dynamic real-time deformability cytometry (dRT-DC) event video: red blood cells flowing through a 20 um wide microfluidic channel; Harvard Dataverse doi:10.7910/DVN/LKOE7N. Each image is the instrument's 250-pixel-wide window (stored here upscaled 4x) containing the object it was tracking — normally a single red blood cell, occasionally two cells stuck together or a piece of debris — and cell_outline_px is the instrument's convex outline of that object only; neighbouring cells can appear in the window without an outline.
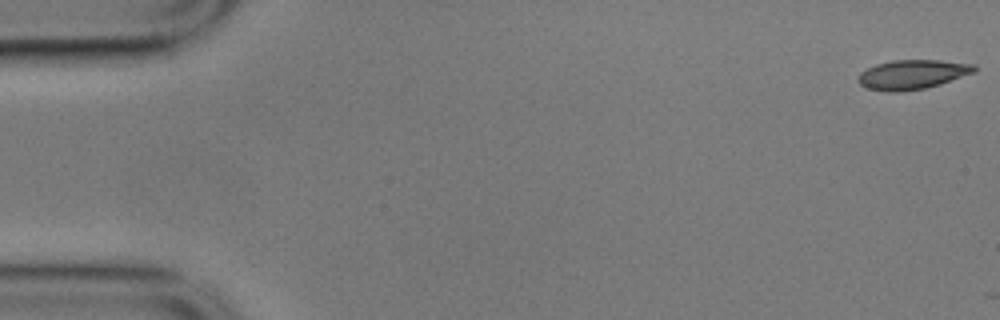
{"species": "common noctule bat (a hibernating species)", "species_latin": "Nyctalus noctula", "temperature_condition": "cold", "stored_images_in_passage": 6, "camera_frame_rate_fps": 3000, "um_per_image_px": 0.085, "animal": {"sex": "male", "body_mass_g": 17.9}, "frame": {"image": 1, "passage_image": 1, "time_ms": 0.0, "image_size_px": [1000, 320], "cell_outline_px": [[976, 72], [940, 84], [924, 88], [900, 92], [888, 92], [864, 88], [856, 80], [860, 72], [876, 64], [892, 60], [940, 60], [976, 64]], "centroid_in_image_um": [77.53, 6.33], "position_along_channel_um": 7.5, "area_um2": 20.11}}